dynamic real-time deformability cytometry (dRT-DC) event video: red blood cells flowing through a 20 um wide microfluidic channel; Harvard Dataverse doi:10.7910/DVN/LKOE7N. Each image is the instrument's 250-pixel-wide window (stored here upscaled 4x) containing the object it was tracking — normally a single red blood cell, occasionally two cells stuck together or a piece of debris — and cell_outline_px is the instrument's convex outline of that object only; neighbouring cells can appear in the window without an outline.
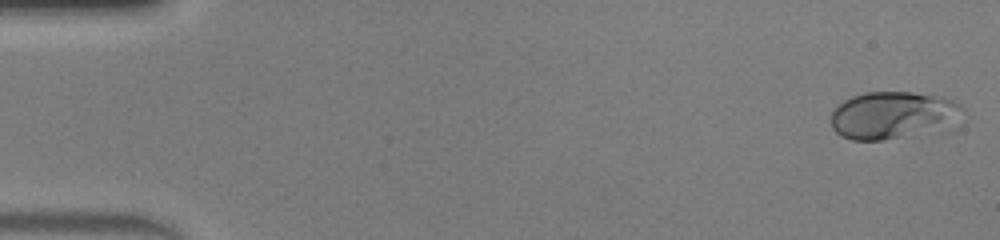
{"species": "human", "species_latin": "Homo sapiens", "temperature_condition": "warm", "stored_images_in_passage": 48, "camera_frame_rate_fps": 3000, "um_per_image_px": 0.085, "donor": {"sex": "male"}, "frame": {"image": 1, "passage_image": 1, "time_ms": 0.0, "image_size_px": [1000, 240], "cell_outline_px": [[964, 108], [940, 132], [880, 140], [852, 140], [840, 136], [832, 128], [832, 112], [844, 100], [852, 96], [864, 92], [912, 92], [940, 96], [952, 100]], "centroid_in_image_um": [75.86, 9.8], "position_along_channel_um": 9.1, "area_um2": 36.24}}
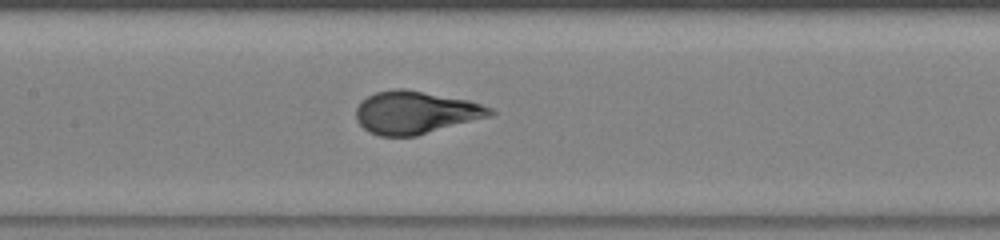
{"frame": {"image": 2, "passage_image": 23, "time_ms": 7.333, "image_size_px": [1000, 240], "cell_outline_px": [[496, 112], [492, 116], [416, 136], [380, 136], [368, 132], [356, 120], [356, 108], [360, 100], [376, 92], [396, 88], [404, 88], [468, 100], [492, 108]], "centroid_in_image_um": [35.31, 9.56], "position_along_channel_um": 172.1, "area_um2": 33.52}}
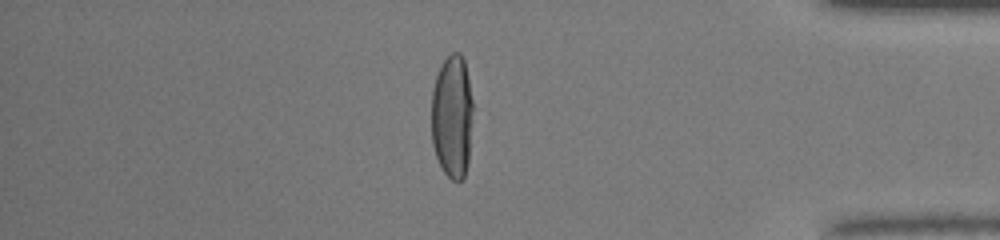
{"frame": {"image": 3, "passage_image": 41, "time_ms": 13.333, "image_size_px": [1000, 240], "cell_outline_px": [[472, 112], [468, 160], [464, 176], [460, 180], [452, 180], [444, 172], [436, 156], [432, 144], [432, 88], [436, 76], [444, 60], [452, 52], [460, 52], [464, 60], [472, 100]], "centroid_in_image_um": [38.42, 9.89], "position_along_channel_um": 396.8, "area_um2": 29.54}, "authors_computed_cell_mechanics": {"area_um2": 33.2061, "velocity_mm_per_s": 4.2553, "shape_relaxation_time_tau1_ms": 4.6313, "shape_relaxation_time_tau2_ms": null, "deformation_change_tau1": 0.2664, "deformation_change_tau2": null}}